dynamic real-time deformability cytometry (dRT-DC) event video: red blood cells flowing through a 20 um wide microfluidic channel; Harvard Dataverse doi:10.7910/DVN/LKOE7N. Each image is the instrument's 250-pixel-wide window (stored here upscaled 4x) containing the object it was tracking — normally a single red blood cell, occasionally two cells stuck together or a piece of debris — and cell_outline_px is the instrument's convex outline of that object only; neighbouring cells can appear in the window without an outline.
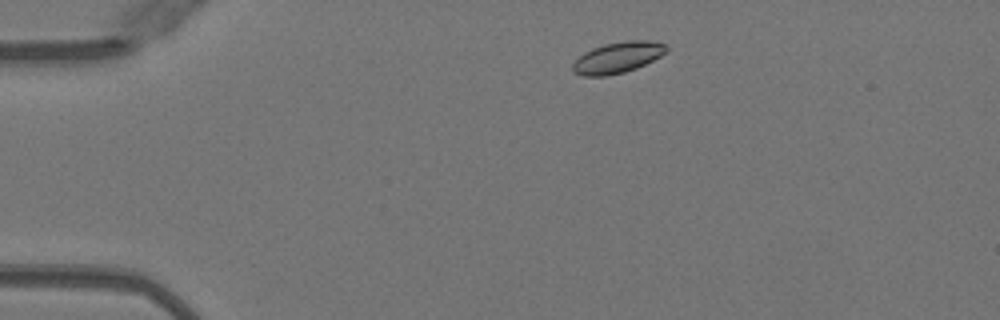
{"species": "Egyptian fruit bat (a non-hibernating species)", "species_latin": "Rousettus aegyptiacus", "temperature_condition": "warm", "stored_images_in_passage": 45, "camera_frame_rate_fps": 3000, "um_per_image_px": 0.085, "animal": {"sex": "female"}, "frame": {"image": 1, "passage_image": 4, "time_ms": 1.0, "image_size_px": [1000, 320], "cell_outline_px": [[668, 48], [660, 56], [636, 68], [624, 72], [608, 76], [584, 76], [572, 72], [572, 64], [584, 52], [592, 48], [604, 44], [628, 40], [648, 40], [664, 44]], "centroid_in_image_um": [52.46, 4.89], "position_along_channel_um": 32.5, "area_um2": 16.82}}
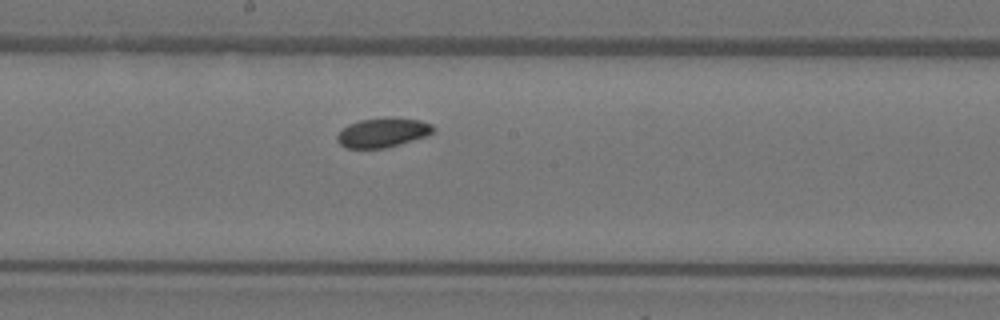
{"frame": {"image": 2, "passage_image": 22, "time_ms": 7.0, "image_size_px": [1000, 320], "cell_outline_px": [[436, 128], [432, 132], [424, 136], [384, 148], [348, 148], [340, 144], [336, 140], [336, 136], [348, 124], [360, 120], [384, 116], [388, 116], [420, 120], [432, 124]], "centroid_in_image_um": [32.52, 11.24], "position_along_channel_um": 215.7, "area_um2": 16.42}}
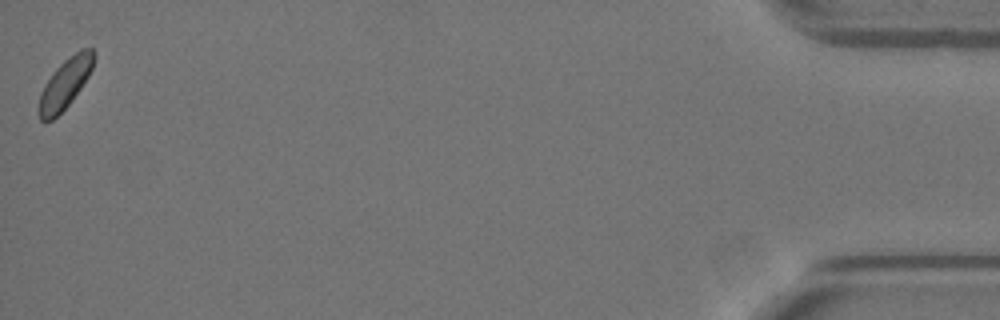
{"frame": {"image": 3, "passage_image": 45, "time_ms": 14.667, "image_size_px": [1000, 320], "cell_outline_px": [[96, 56], [92, 68], [88, 76], [80, 88], [68, 104], [52, 120], [40, 120], [36, 112], [36, 108], [40, 92], [44, 84], [52, 72], [64, 60], [76, 52], [84, 48], [92, 48]], "centroid_in_image_um": [5.48, 7.11], "position_along_channel_um": 429.7, "area_um2": 15.95}, "authors_computed_cell_mechanics": {"area_um2": 16.6464, "velocity_mm_per_s": 3.9845, "shape_relaxation_time_tau1_ms": 3.1969, "shape_relaxation_time_tau2_ms": 4.3674, "deformation_change_tau1": 0.0702, "deformation_change_tau2": 0.0528}}